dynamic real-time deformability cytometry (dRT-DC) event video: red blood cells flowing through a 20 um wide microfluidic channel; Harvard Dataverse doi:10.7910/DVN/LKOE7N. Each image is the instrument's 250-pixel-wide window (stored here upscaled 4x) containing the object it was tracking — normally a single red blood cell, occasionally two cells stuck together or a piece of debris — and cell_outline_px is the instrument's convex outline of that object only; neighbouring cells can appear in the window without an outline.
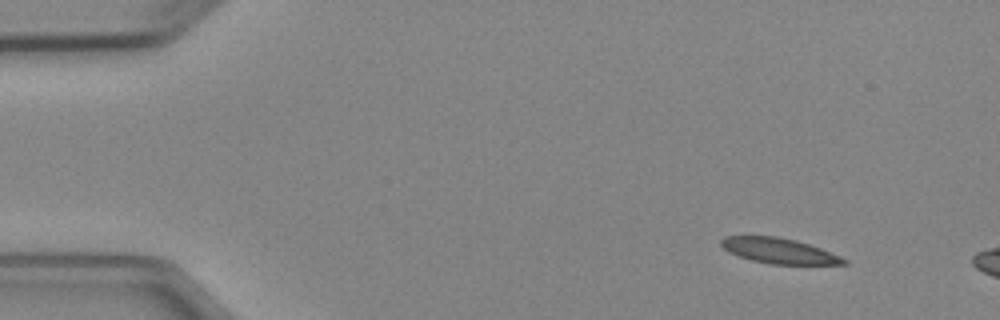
{"species": "Egyptian fruit bat (a non-hibernating species)", "species_latin": "Rousettus aegyptiacus", "temperature_condition": "cold", "stored_images_in_passage": 3, "camera_frame_rate_fps": 3000, "um_per_image_px": 0.085, "animal": {"sex": "female"}, "frame": {"image": 1, "passage_image": 1, "time_ms": 0.0, "image_size_px": [1000, 320], "cell_outline_px": [[848, 264], [772, 264], [752, 260], [728, 252], [720, 244], [720, 240], [724, 236], [776, 236], [796, 240], [820, 248], [840, 256], [848, 260]], "centroid_in_image_um": [66.21, 21.31], "position_along_channel_um": 18.8, "area_um2": 17.98}}